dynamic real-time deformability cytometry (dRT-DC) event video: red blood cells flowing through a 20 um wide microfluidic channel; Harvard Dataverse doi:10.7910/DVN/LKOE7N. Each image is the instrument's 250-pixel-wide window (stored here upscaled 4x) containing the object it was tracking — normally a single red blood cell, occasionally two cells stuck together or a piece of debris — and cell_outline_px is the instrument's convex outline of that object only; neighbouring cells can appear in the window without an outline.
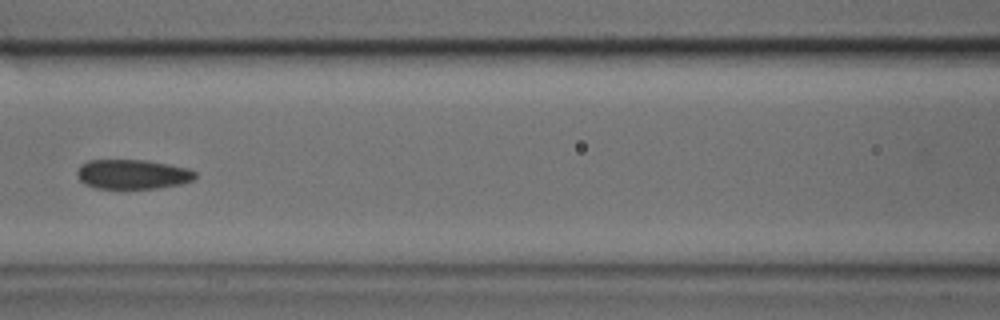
{"species": "common noctule bat (a hibernating species)", "species_latin": "Nyctalus noctula", "temperature_condition": "cold", "stored_images_in_passage": 26, "camera_frame_rate_fps": 3000, "um_per_image_px": 0.085, "animal": {"sex": "male", "body_mass_g": 17.9, "forearm_length_mm": 54.2}, "frame": {"image": 1, "passage_image": 8, "time_ms": 2.333, "image_size_px": [1000, 320], "cell_outline_px": [[196, 176], [192, 180], [180, 184], [156, 188], [96, 188], [84, 184], [80, 180], [76, 172], [80, 164], [88, 160], [148, 160], [188, 168], [196, 172]], "centroid_in_image_um": [11.25, 14.8], "position_along_channel_um": 155.4, "area_um2": 20.35}}
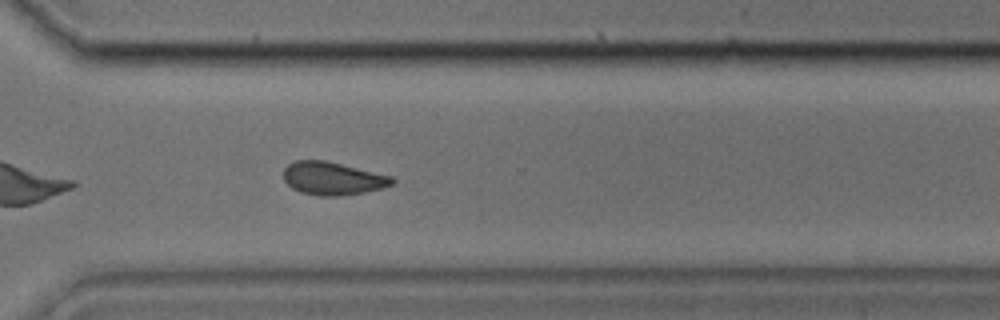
{"frame": {"image": 2, "passage_image": 19, "time_ms": 6.0, "image_size_px": [1000, 320], "cell_outline_px": [[396, 180], [392, 184], [380, 188], [364, 192], [340, 196], [320, 196], [300, 192], [292, 188], [284, 180], [284, 168], [288, 164], [296, 160], [324, 160], [392, 176]], "centroid_in_image_um": [28.26, 15.17], "position_along_channel_um": 342.3, "area_um2": 20.75}}